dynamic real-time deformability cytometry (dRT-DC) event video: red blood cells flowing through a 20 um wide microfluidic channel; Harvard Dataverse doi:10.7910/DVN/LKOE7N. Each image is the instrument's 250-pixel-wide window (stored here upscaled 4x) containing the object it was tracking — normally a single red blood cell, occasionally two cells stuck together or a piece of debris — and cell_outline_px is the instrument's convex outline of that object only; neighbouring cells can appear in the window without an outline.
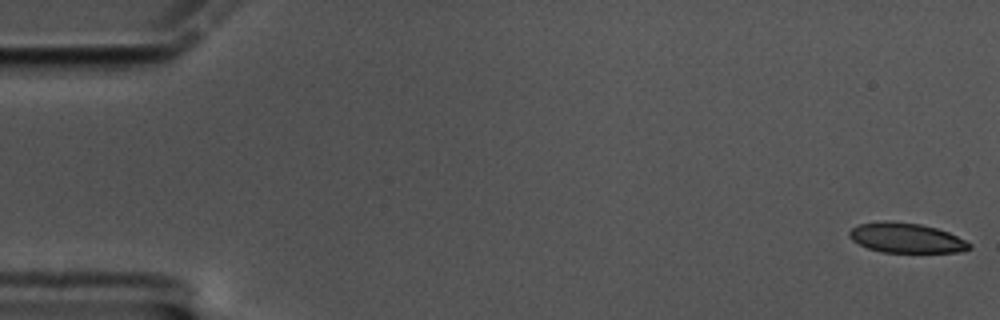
{"species": "common noctule bat (a hibernating species)", "species_latin": "Nyctalus noctula", "temperature_condition": "cold", "stored_images_in_passage": 60, "camera_frame_rate_fps": 3000, "um_per_image_px": 0.085, "animal": {"sex": "male", "body_mass_g": 17.5, "forearm_length_mm": 52.3}, "frame": {"image": 1, "passage_image": 1, "time_ms": 0.0, "image_size_px": [1000, 320], "cell_outline_px": [[972, 248], [960, 252], [880, 252], [868, 248], [852, 240], [848, 236], [848, 232], [852, 228], [860, 224], [884, 220], [888, 220], [920, 224], [936, 228], [948, 232], [972, 244]], "centroid_in_image_um": [77.02, 20.22], "position_along_channel_um": 8.0, "area_um2": 20.87}}
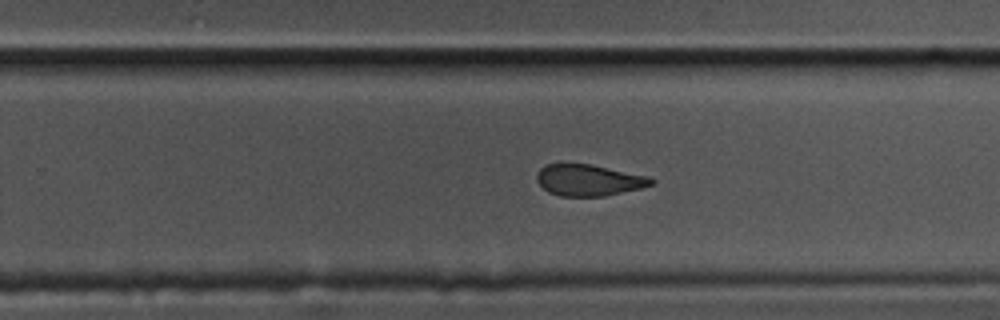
{"frame": {"image": 2, "passage_image": 38, "time_ms": 12.333, "image_size_px": [1000, 320], "cell_outline_px": [[656, 180], [652, 184], [640, 188], [604, 196], [560, 196], [548, 192], [536, 180], [536, 172], [540, 168], [548, 164], [560, 160], [592, 164], [648, 176]], "centroid_in_image_um": [49.97, 15.26], "position_along_channel_um": 279.8, "area_um2": 21.5}}
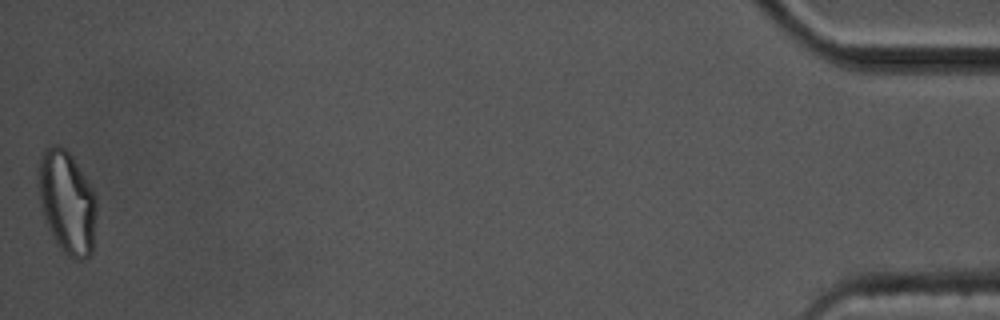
{"frame": {"image": 3, "passage_image": 60, "time_ms": 19.667, "image_size_px": [1000, 320], "cell_outline_px": [[96, 212], [92, 252], [84, 260], [80, 260], [68, 256], [56, 244], [52, 236], [40, 208], [36, 172], [40, 156], [44, 148], [52, 144], [56, 144], [64, 148], [72, 156], [92, 188], [96, 196]], "centroid_in_image_um": [5.66, 17.16], "position_along_channel_um": 429.5, "area_um2": 35.37}, "authors_computed_cell_mechanics": {"area_um2": 22.6576, "velocity_mm_per_s": 3.3413, "shape_relaxation_time_tau1_ms": 8.0342, "shape_relaxation_time_tau2_ms": 2.8008, "deformation_change_tau1": 0.1687, "deformation_change_tau2": 0.0814}}